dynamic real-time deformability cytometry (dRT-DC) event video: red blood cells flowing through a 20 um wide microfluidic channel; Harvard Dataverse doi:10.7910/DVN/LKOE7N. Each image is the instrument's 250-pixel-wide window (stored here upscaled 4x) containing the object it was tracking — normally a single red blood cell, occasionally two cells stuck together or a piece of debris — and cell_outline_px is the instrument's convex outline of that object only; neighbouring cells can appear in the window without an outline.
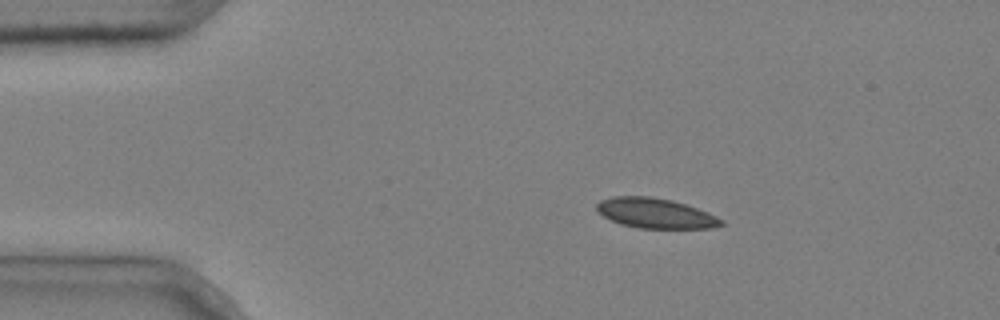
{"species": "common noctule bat (a hibernating species)", "species_latin": "Nyctalus noctula", "temperature_condition": "cold", "stored_images_in_passage": 4, "camera_frame_rate_fps": 3000, "um_per_image_px": 0.085, "animal": {"sex": "male", "body_mass_g": 20.4}, "frame": {"image": 1, "passage_image": 2, "time_ms": 0.333, "image_size_px": [1000, 320], "cell_outline_px": [[724, 224], [712, 228], [636, 228], [620, 224], [604, 216], [596, 208], [596, 204], [600, 200], [612, 196], [652, 196], [672, 200], [708, 212], [724, 220]], "centroid_in_image_um": [55.71, 18.12], "position_along_channel_um": 29.3, "area_um2": 21.79}}
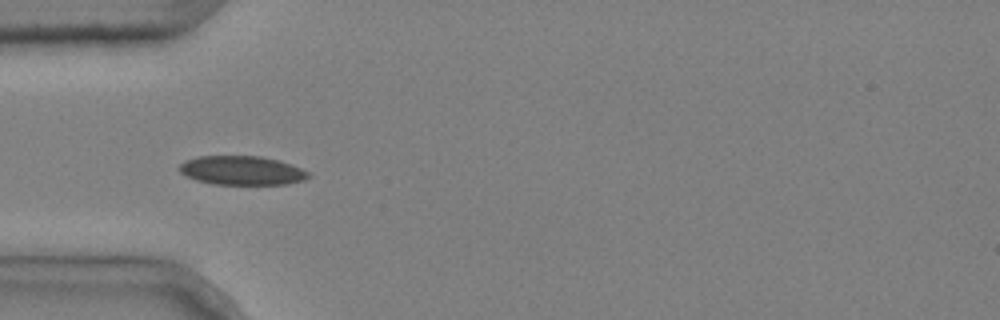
{"frame": {"image": 2, "passage_image": 3, "time_ms": 0.667, "image_size_px": [1000, 320], "cell_outline_px": [[312, 176], [304, 180], [288, 184], [212, 184], [196, 180], [180, 172], [176, 168], [184, 160], [196, 156], [260, 156], [280, 160], [312, 172]], "centroid_in_image_um": [20.58, 14.48], "position_along_channel_um": 64.4, "area_um2": 22.14}}